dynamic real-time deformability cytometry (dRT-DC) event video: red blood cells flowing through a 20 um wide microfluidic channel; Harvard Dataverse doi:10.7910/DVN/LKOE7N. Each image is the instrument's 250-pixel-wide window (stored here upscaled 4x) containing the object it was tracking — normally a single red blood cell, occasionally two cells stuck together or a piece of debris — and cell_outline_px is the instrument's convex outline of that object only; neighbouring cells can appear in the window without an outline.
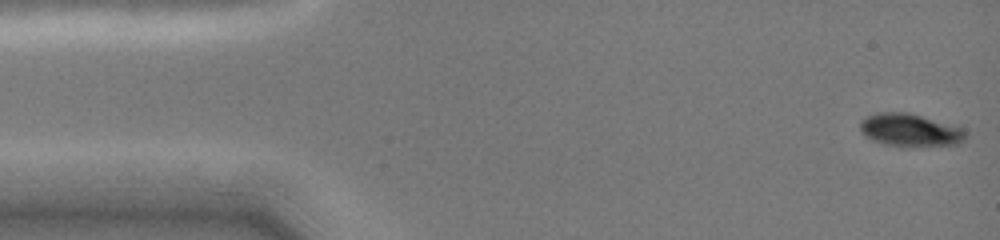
{"species": "common noctule bat (a hibernating species)", "species_latin": "Nyctalus noctula", "temperature_condition": "cold", "stored_images_in_passage": 62, "camera_frame_rate_fps": 3000, "um_per_image_px": 0.085, "animal": {"sex": "female", "body_mass_g": 19.0, "forearm_length_mm": 51.5}, "frame": {"image": 1, "passage_image": 1, "time_ms": 0.0, "image_size_px": [1000, 240], "cell_outline_px": [[968, 136], [960, 144], [904, 148], [884, 144], [872, 140], [864, 136], [860, 132], [860, 120], [876, 112], [908, 112], [960, 124], [964, 128]], "centroid_in_image_um": [77.44, 11.06], "position_along_channel_um": 7.6, "area_um2": 21.33}}
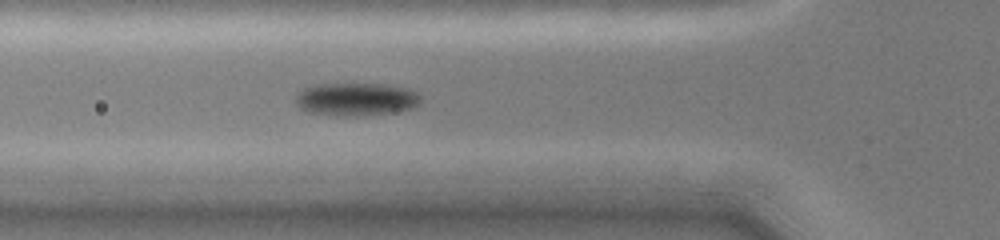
{"frame": {"image": 2, "passage_image": 32, "time_ms": 5.0, "image_size_px": [1000, 240], "cell_outline_px": [[420, 104], [412, 108], [388, 112], [356, 116], [344, 116], [308, 112], [300, 108], [296, 104], [296, 96], [304, 88], [316, 84], [384, 84], [408, 88], [416, 92], [420, 96]], "centroid_in_image_um": [30.26, 8.42], "position_along_channel_um": 95.5, "area_um2": 23.81}}
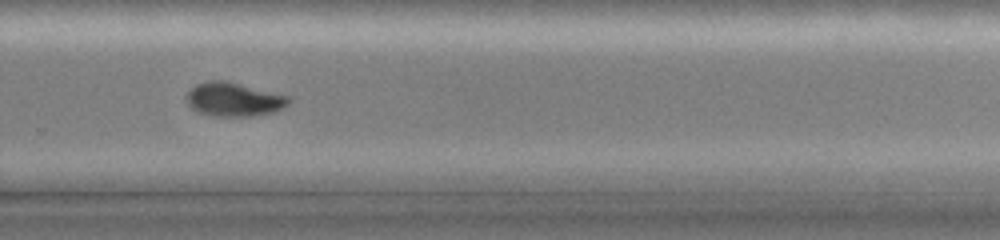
{"frame": {"image": 3, "passage_image": 57, "time_ms": 10.333, "image_size_px": [1000, 240], "cell_outline_px": [[292, 100], [284, 108], [276, 112], [252, 116], [212, 116], [200, 112], [192, 108], [188, 104], [188, 92], [196, 84], [212, 80], [220, 80], [292, 96]], "centroid_in_image_um": [19.95, 8.47], "position_along_channel_um": 309.9, "area_um2": 20.0}}